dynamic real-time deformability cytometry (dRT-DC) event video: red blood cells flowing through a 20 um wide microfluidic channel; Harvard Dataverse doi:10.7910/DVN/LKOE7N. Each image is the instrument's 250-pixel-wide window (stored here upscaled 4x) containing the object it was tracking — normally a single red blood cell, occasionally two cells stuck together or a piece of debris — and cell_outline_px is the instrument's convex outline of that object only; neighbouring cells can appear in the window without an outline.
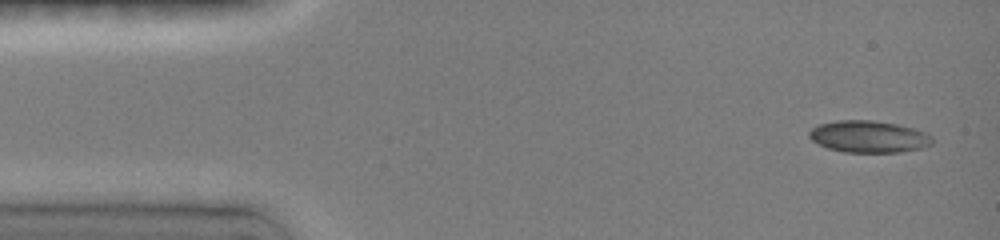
{"species": "common noctule bat (a hibernating species)", "species_latin": "Nyctalus noctula", "temperature_condition": "room temperature", "stored_images_in_passage": 4, "camera_frame_rate_fps": 3000, "um_per_image_px": 0.085, "animal": {"sex": "female", "body_mass_g": 19.0, "forearm_length_mm": 51.5}, "frame": {"image": 1, "passage_image": 1, "time_ms": 0.0, "image_size_px": [1000, 240], "cell_outline_px": [[932, 144], [924, 148], [900, 152], [844, 152], [828, 148], [812, 140], [808, 136], [808, 132], [812, 128], [820, 124], [836, 120], [872, 120], [896, 124], [912, 128], [924, 132], [932, 136]], "centroid_in_image_um": [73.84, 11.61], "position_along_channel_um": 11.2, "area_um2": 22.83}}
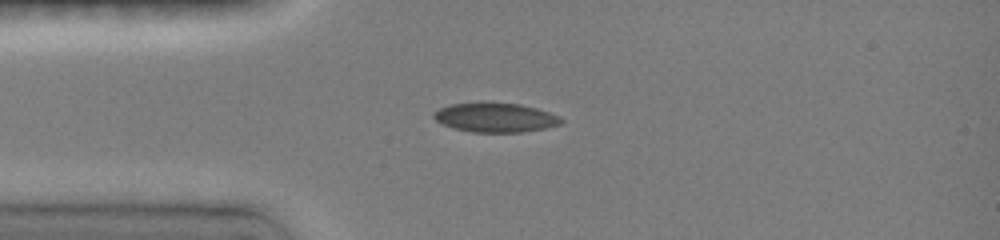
{"frame": {"image": 2, "passage_image": 4, "time_ms": 3.0, "image_size_px": [1000, 240], "cell_outline_px": [[564, 120], [560, 124], [544, 128], [520, 132], [472, 132], [452, 128], [440, 124], [432, 116], [432, 112], [448, 104], [480, 100], [484, 100], [520, 104], [536, 108], [560, 116]], "centroid_in_image_um": [42.02, 9.95], "position_along_channel_um": 43.0, "area_um2": 22.48}}